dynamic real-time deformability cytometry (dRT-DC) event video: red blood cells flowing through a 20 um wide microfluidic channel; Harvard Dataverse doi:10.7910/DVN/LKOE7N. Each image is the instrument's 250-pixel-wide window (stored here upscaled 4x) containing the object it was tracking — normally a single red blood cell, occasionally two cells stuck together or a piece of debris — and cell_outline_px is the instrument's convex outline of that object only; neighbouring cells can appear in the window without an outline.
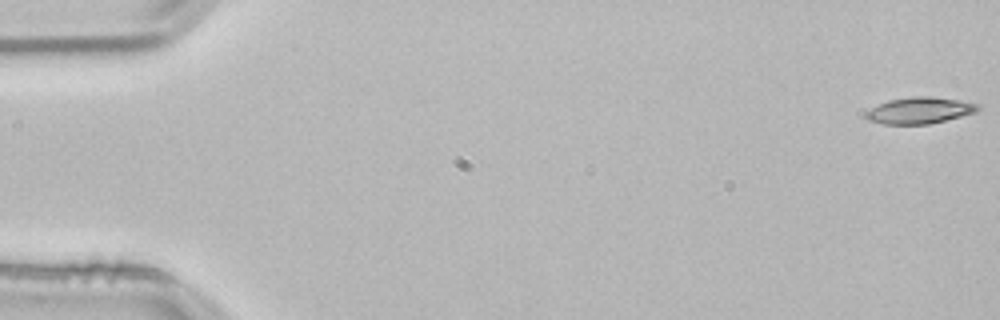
{"species": "common noctule bat (a hibernating species)", "species_latin": "Nyctalus noctula", "temperature_condition": "room temperature", "stored_images_in_passage": 9, "camera_frame_rate_fps": 3000, "um_per_image_px": 0.085, "animal": {"sex": "male", "body_mass_g": 21.5, "forearm_length_mm": 52.0}, "frame": {"image": 1, "passage_image": 1, "time_ms": 0.0, "image_size_px": [1000, 320], "cell_outline_px": [[980, 108], [976, 112], [928, 124], [884, 124], [868, 120], [868, 112], [872, 108], [888, 100], [912, 96], [932, 96], [960, 100], [980, 104]], "centroid_in_image_um": [78.22, 9.37], "position_along_channel_um": 6.8, "area_um2": 16.99}}